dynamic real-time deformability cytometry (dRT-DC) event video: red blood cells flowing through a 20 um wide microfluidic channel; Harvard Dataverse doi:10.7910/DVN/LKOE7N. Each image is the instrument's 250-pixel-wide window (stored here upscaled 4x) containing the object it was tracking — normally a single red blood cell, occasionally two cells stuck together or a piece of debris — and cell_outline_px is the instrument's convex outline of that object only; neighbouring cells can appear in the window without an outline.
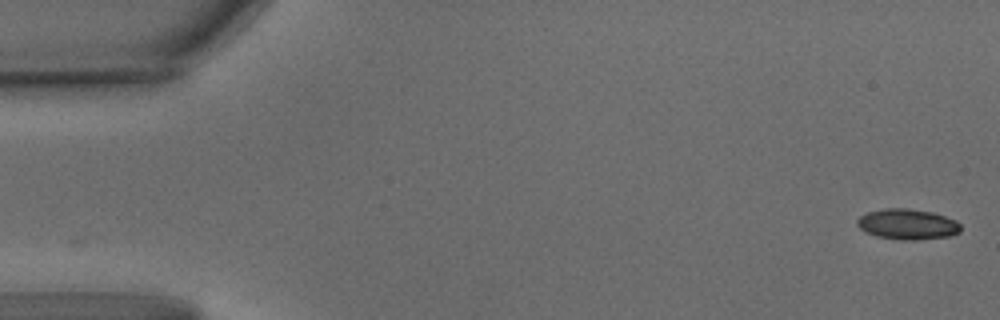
{"species": "common noctule bat (a hibernating species)", "species_latin": "Nyctalus noctula", "temperature_condition": "warm", "stored_images_in_passage": 12, "camera_frame_rate_fps": 3000, "um_per_image_px": 0.085, "animal": {"sex": "male", "body_mass_g": 15.6}, "frame": {"image": 1, "passage_image": 1, "time_ms": 0.0, "image_size_px": [1000, 320], "cell_outline_px": [[960, 232], [948, 236], [916, 240], [900, 240], [876, 236], [864, 232], [856, 224], [856, 220], [860, 216], [868, 212], [884, 208], [908, 208], [932, 212], [956, 220], [960, 224]], "centroid_in_image_um": [77.1, 19.06], "position_along_channel_um": 7.9, "area_um2": 18.5}}